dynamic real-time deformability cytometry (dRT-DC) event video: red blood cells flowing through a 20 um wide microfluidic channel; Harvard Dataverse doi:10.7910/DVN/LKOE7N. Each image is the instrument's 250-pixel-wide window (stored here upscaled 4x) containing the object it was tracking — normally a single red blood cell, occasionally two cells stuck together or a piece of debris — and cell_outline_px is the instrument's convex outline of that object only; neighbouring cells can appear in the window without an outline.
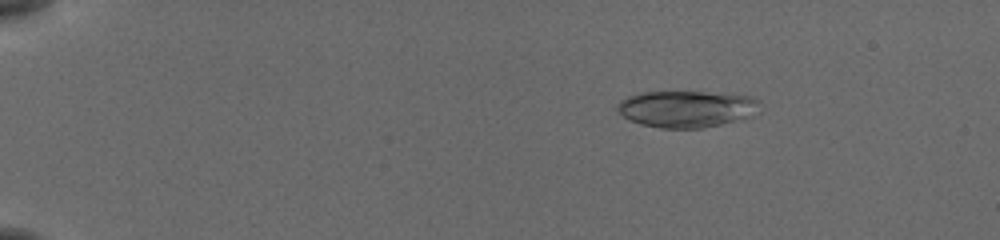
{"species": "common noctule bat (a hibernating species)", "species_latin": "Nyctalus noctula", "temperature_condition": "cold", "stored_images_in_passage": 49, "camera_frame_rate_fps": 3000, "um_per_image_px": 0.085, "animal": {"sex": "female", "body_mass_g": 19.5, "forearm_length_mm": 54.1}, "frame": {"image": 1, "passage_image": 3, "time_ms": 0.667, "image_size_px": [1000, 240], "cell_outline_px": [[760, 100], [752, 116], [720, 124], [700, 128], [660, 128], [640, 124], [624, 116], [616, 108], [616, 104], [620, 100], [628, 96], [640, 92], [704, 92], [752, 96]], "centroid_in_image_um": [58.32, 9.25], "position_along_channel_um": 26.7, "area_um2": 30.17}}